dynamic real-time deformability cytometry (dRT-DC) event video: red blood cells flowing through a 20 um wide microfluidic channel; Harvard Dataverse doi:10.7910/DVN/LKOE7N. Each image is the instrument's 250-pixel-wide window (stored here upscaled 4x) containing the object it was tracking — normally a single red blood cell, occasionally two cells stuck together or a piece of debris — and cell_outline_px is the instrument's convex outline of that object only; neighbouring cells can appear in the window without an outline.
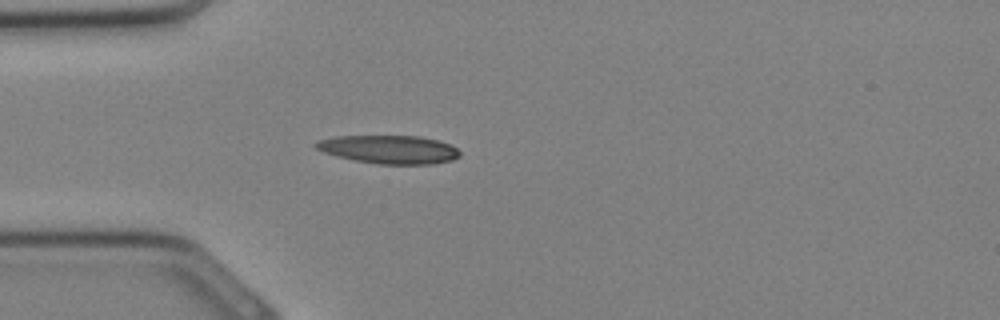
{"species": "Egyptian fruit bat (a non-hibernating species)", "species_latin": "Rousettus aegyptiacus", "temperature_condition": "cold", "stored_images_in_passage": 25, "camera_frame_rate_fps": 3000, "um_per_image_px": 0.085, "animal": {"sex": "female"}, "frame": {"image": 1, "passage_image": 2, "time_ms": 0.333, "image_size_px": [1000, 320], "cell_outline_px": [[460, 156], [452, 160], [432, 164], [380, 164], [356, 160], [324, 152], [316, 148], [312, 144], [316, 140], [336, 136], [420, 136], [440, 140], [452, 144], [460, 152]], "centroid_in_image_um": [33.11, 12.69], "position_along_channel_um": 51.9, "area_um2": 23.81}}
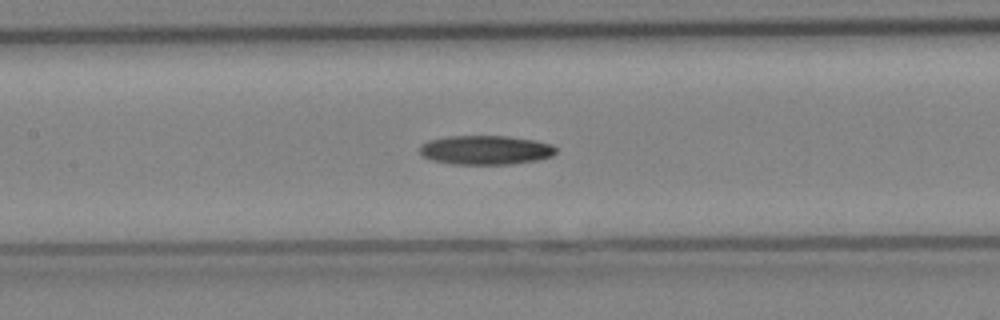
{"frame": {"image": 2, "passage_image": 8, "time_ms": 2.333, "image_size_px": [1000, 320], "cell_outline_px": [[556, 152], [552, 156], [536, 160], [512, 164], [452, 164], [432, 160], [424, 156], [420, 152], [420, 144], [428, 140], [448, 136], [508, 136], [532, 140], [552, 144], [556, 148]], "centroid_in_image_um": [41.26, 12.75], "position_along_channel_um": 166.1, "area_um2": 23.12}}
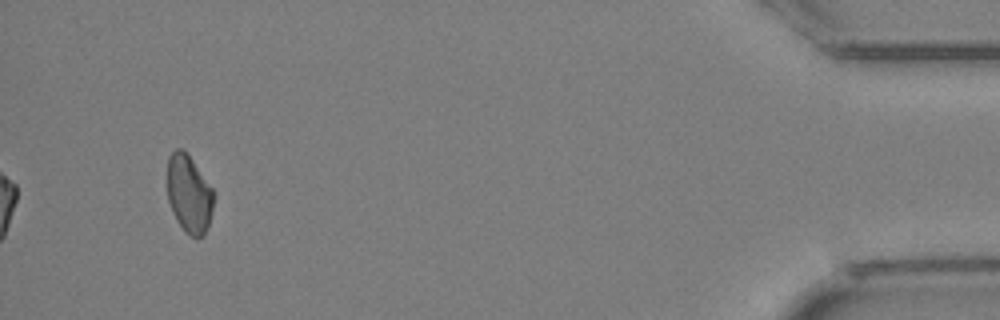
{"frame": {"image": 3, "passage_image": 24, "time_ms": 7.667, "image_size_px": [1000, 320], "cell_outline_px": [[216, 196], [212, 212], [204, 236], [192, 236], [184, 232], [176, 220], [168, 200], [168, 156], [176, 148], [180, 148], [188, 152], [216, 192]], "centroid_in_image_um": [16.1, 16.45], "position_along_channel_um": 419.1, "area_um2": 21.5}}